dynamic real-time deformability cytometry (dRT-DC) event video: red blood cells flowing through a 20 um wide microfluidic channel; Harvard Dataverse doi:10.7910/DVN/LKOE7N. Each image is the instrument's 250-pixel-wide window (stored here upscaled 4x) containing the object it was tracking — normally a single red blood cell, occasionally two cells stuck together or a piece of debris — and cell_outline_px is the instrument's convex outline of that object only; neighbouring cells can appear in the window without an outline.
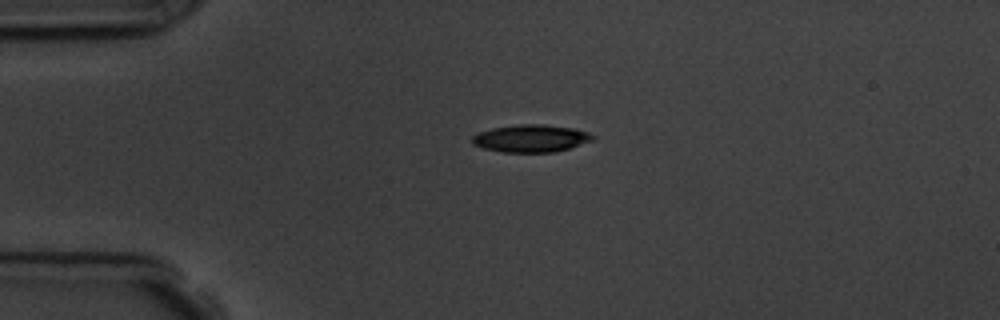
{"species": "common noctule bat (a hibernating species)", "species_latin": "Nyctalus noctula", "temperature_condition": "room temperature", "stored_images_in_passage": 5, "camera_frame_rate_fps": 3000, "um_per_image_px": 0.085, "animal": {"sex": "male", "body_mass_g": 19.5, "forearm_length_mm": 54.6}, "frame": {"image": 1, "passage_image": 4, "time_ms": 3.667, "image_size_px": [1000, 320], "cell_outline_px": [[596, 136], [592, 140], [556, 152], [504, 152], [484, 148], [472, 144], [472, 136], [480, 132], [492, 128], [516, 124], [544, 124], [576, 128], [588, 132]], "centroid_in_image_um": [45.14, 11.75], "position_along_channel_um": 39.9, "area_um2": 19.31}}